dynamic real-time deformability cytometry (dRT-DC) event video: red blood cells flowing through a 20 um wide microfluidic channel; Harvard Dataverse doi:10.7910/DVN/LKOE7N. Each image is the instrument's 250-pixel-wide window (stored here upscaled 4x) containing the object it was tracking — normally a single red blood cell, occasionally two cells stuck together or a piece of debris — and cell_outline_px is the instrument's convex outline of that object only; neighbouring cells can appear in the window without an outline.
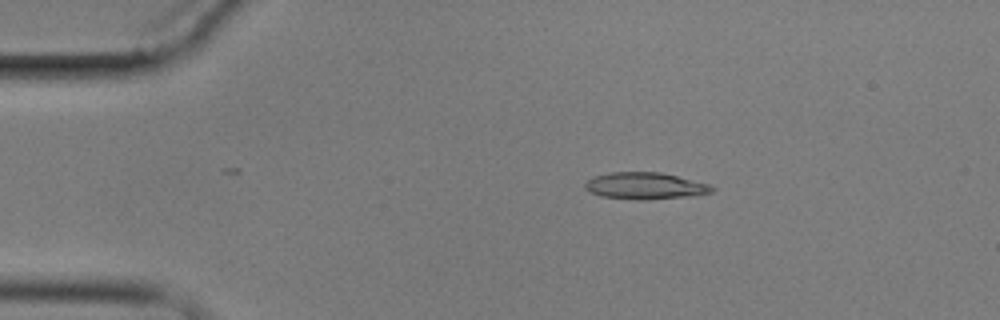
{"species": "common noctule bat (a hibernating species)", "species_latin": "Nyctalus noctula", "temperature_condition": "cold", "stored_images_in_passage": 4, "camera_frame_rate_fps": 3000, "um_per_image_px": 0.085, "animal": {"sex": "male", "body_mass_g": 17.9}, "frame": {"image": 1, "passage_image": 2, "time_ms": 1.333, "image_size_px": [1000, 320], "cell_outline_px": [[716, 188], [712, 192], [696, 196], [640, 200], [636, 200], [600, 196], [588, 192], [584, 188], [584, 184], [588, 180], [596, 176], [612, 172], [660, 172], [708, 184]], "centroid_in_image_um": [54.83, 15.81], "position_along_channel_um": 30.2, "area_um2": 19.83}}
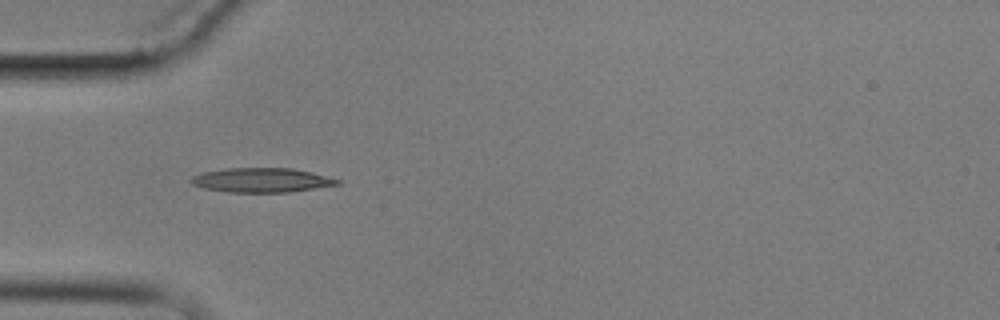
{"frame": {"image": 2, "passage_image": 4, "time_ms": 3.667, "image_size_px": [1000, 320], "cell_outline_px": [[340, 184], [292, 192], [228, 192], [204, 188], [192, 184], [188, 180], [192, 176], [204, 172], [228, 168], [292, 168], [312, 172], [340, 180]], "centroid_in_image_um": [22.23, 15.31], "position_along_channel_um": 62.8, "area_um2": 20.75}}